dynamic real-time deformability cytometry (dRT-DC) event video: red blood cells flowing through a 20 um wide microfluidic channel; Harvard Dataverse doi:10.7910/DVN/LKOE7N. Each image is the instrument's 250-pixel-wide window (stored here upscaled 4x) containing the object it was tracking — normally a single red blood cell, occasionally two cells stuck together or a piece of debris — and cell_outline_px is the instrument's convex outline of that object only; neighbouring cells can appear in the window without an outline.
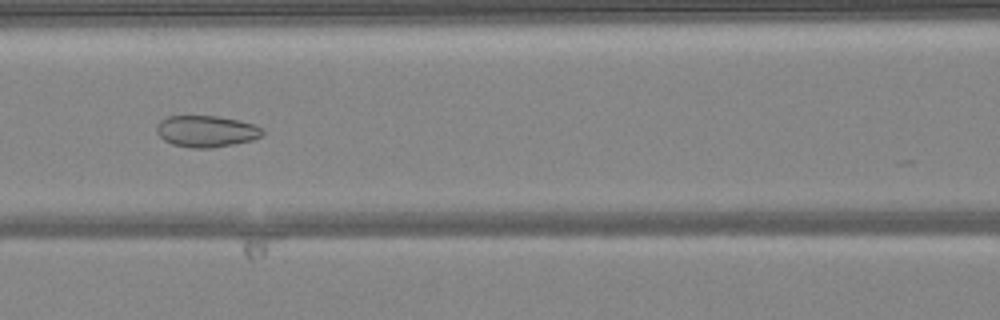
{"species": "common noctule bat (a hibernating species)", "species_latin": "Nyctalus noctula", "temperature_condition": "warm", "stored_images_in_passage": 47, "camera_frame_rate_fps": 3000, "um_per_image_px": 0.085, "animal": {"sex": "female", "body_mass_g": 24.6, "forearm_length_mm": 56.2}, "frame": {"image": 1, "passage_image": 19, "time_ms": 6.0, "image_size_px": [1000, 320], "cell_outline_px": [[264, 132], [260, 136], [252, 140], [232, 144], [208, 148], [192, 148], [172, 144], [164, 140], [156, 132], [156, 128], [160, 120], [168, 116], [216, 116], [236, 120], [252, 124], [264, 128]], "centroid_in_image_um": [17.51, 11.16], "position_along_channel_um": 149.1, "area_um2": 19.25}}
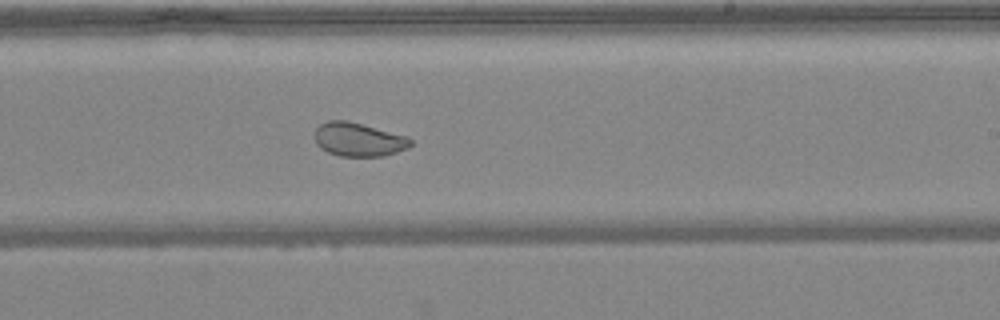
{"frame": {"image": 2, "passage_image": 27, "time_ms": 8.667, "image_size_px": [1000, 320], "cell_outline_px": [[412, 144], [408, 148], [384, 156], [340, 156], [328, 152], [320, 148], [316, 144], [316, 128], [320, 124], [328, 120], [348, 120], [408, 136], [412, 140]], "centroid_in_image_um": [30.49, 11.85], "position_along_channel_um": 258.5, "area_um2": 18.9}}
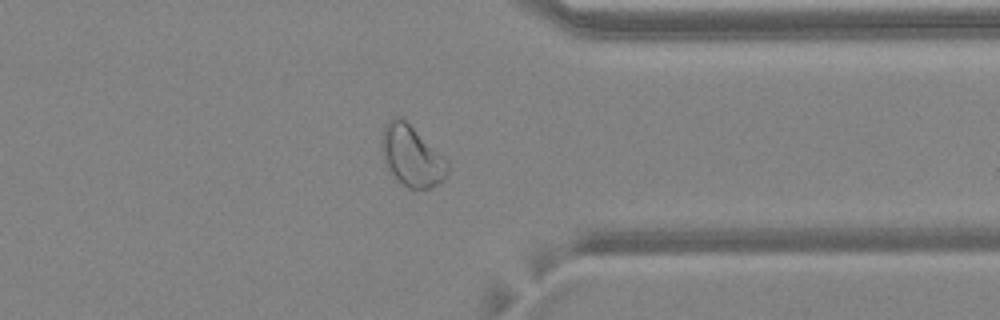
{"frame": {"image": 3, "passage_image": 36, "time_ms": 11.667, "image_size_px": [1000, 320], "cell_outline_px": [[448, 172], [444, 180], [428, 188], [408, 188], [388, 172], [384, 160], [384, 124], [392, 116], [396, 116], [404, 120], [444, 156], [448, 160]], "centroid_in_image_um": [35.02, 13.28], "position_along_channel_um": 376.4, "area_um2": 22.77}, "authors_computed_cell_mechanics": {"area_um2": 24.276, "velocity_mm_per_s": 4.1211, "shape_relaxation_time_tau1_ms": null, "shape_relaxation_time_tau2_ms": 0.9904, "deformation_change_tau1": null, "deformation_change_tau2": 0.0574}}